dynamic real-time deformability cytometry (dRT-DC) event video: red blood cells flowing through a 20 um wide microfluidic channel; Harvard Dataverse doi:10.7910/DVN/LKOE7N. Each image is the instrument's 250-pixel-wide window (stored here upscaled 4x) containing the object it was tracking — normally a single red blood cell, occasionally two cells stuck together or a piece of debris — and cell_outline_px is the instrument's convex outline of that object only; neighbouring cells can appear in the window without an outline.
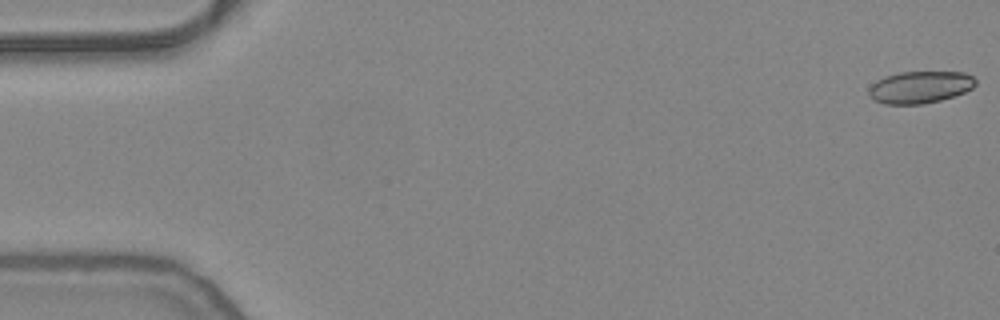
{"species": "common noctule bat (a hibernating species)", "species_latin": "Nyctalus noctula", "temperature_condition": "warm", "stored_images_in_passage": 14, "camera_frame_rate_fps": 3000, "um_per_image_px": 0.085, "animal": {"sex": "female", "body_mass_g": 24.6, "forearm_length_mm": 56.2}, "frame": {"image": 1, "passage_image": 1, "time_ms": 0.0, "image_size_px": [1000, 320], "cell_outline_px": [[976, 84], [972, 88], [964, 92], [940, 100], [924, 104], [884, 104], [868, 96], [868, 88], [876, 80], [884, 76], [900, 72], [964, 72], [972, 76], [976, 80]], "centroid_in_image_um": [78.17, 7.4], "position_along_channel_um": 6.8, "area_um2": 20.0}}